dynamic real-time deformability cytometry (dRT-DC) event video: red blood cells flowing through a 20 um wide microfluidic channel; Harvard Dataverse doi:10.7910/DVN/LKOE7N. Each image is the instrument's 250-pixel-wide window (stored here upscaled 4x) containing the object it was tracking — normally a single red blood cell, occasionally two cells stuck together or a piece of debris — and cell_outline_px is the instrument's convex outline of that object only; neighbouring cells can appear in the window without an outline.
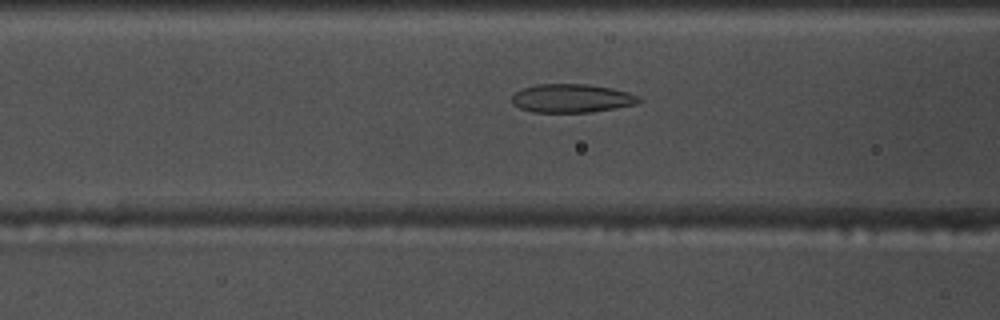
{"species": "common noctule bat (a hibernating species)", "species_latin": "Nyctalus noctula", "temperature_condition": "warm", "stored_images_in_passage": 16, "camera_frame_rate_fps": 3000, "um_per_image_px": 0.085, "animal": {"sex": "male", "body_mass_g": 17.5, "forearm_length_mm": 52.3}, "frame": {"image": 1, "passage_image": 10, "time_ms": 3.0, "image_size_px": [1000, 320], "cell_outline_px": [[644, 100], [636, 104], [588, 112], [532, 112], [520, 108], [512, 104], [512, 96], [516, 92], [524, 88], [536, 84], [588, 84], [612, 88], [628, 92], [640, 96]], "centroid_in_image_um": [48.61, 8.35], "position_along_channel_um": 118.0, "area_um2": 21.1}}
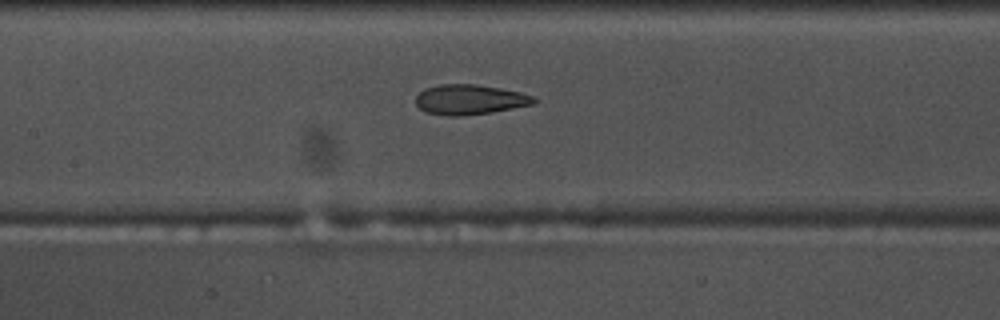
{"frame": {"image": 2, "passage_image": 14, "time_ms": 4.333, "image_size_px": [1000, 320], "cell_outline_px": [[536, 100], [532, 104], [492, 112], [460, 116], [448, 116], [424, 112], [416, 104], [416, 96], [424, 88], [440, 84], [476, 84], [500, 88], [520, 92], [532, 96]], "centroid_in_image_um": [39.87, 8.46], "position_along_channel_um": 167.5, "area_um2": 20.58}}